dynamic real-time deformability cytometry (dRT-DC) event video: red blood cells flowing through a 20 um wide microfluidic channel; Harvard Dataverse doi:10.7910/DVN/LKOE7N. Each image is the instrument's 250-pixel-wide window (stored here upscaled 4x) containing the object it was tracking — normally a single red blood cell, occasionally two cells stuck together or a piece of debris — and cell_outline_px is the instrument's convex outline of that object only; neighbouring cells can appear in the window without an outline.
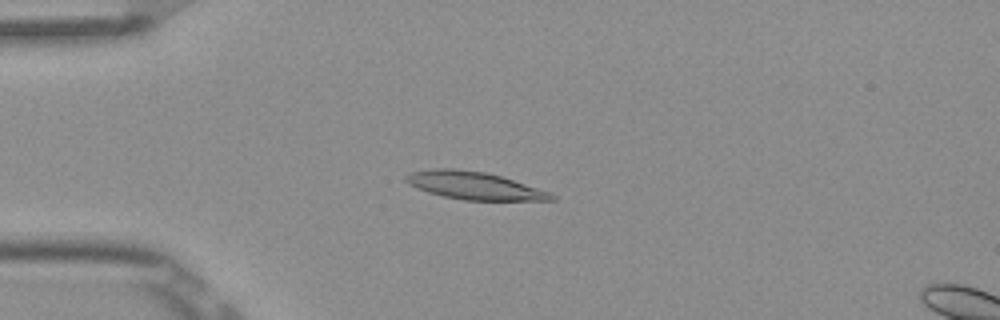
{"species": "Egyptian fruit bat (a non-hibernating species)", "species_latin": "Rousettus aegyptiacus", "temperature_condition": "room temperature", "stored_images_in_passage": 53, "camera_frame_rate_fps": 3000, "um_per_image_px": 0.085, "frame": {"image": 1, "passage_image": 14, "time_ms": 4.333, "image_size_px": [1000, 320], "cell_outline_px": [[556, 200], [464, 200], [444, 196], [428, 192], [408, 184], [404, 180], [404, 176], [412, 172], [432, 168], [456, 168], [484, 172], [500, 176], [552, 192], [556, 196]], "centroid_in_image_um": [40.31, 15.77], "position_along_channel_um": 44.7, "area_um2": 23.41}}
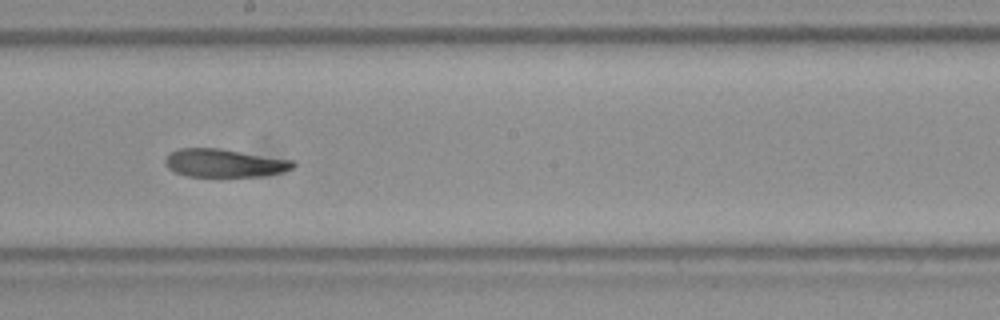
{"frame": {"image": 2, "passage_image": 30, "time_ms": 9.667, "image_size_px": [1000, 320], "cell_outline_px": [[296, 164], [292, 168], [280, 172], [260, 176], [188, 176], [176, 172], [168, 168], [164, 164], [164, 160], [168, 152], [180, 148], [220, 148], [296, 160]], "centroid_in_image_um": [19.06, 13.84], "position_along_channel_um": 229.1, "area_um2": 21.1}}
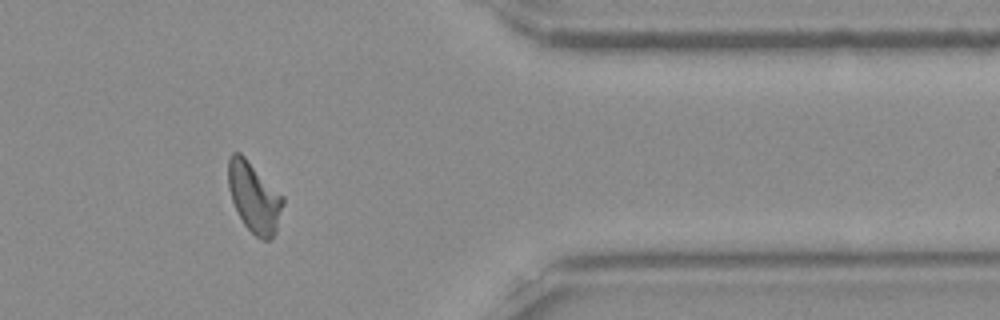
{"frame": {"image": 3, "passage_image": 44, "time_ms": 14.333, "image_size_px": [1000, 320], "cell_outline_px": [[284, 204], [276, 232], [268, 240], [264, 240], [256, 236], [244, 224], [232, 200], [228, 188], [228, 156], [232, 152], [240, 152], [284, 196]], "centroid_in_image_um": [21.6, 16.74], "position_along_channel_um": 389.8, "area_um2": 22.31}, "authors_computed_cell_mechanics": {"area_um2": 22.1952, "velocity_mm_per_s": 3.8666, "shape_relaxation_time_tau1_ms": 9.4275, "shape_relaxation_time_tau2_ms": 4.5091, "deformation_change_tau1": 0.2652, "deformation_change_tau2": 0.1276}}